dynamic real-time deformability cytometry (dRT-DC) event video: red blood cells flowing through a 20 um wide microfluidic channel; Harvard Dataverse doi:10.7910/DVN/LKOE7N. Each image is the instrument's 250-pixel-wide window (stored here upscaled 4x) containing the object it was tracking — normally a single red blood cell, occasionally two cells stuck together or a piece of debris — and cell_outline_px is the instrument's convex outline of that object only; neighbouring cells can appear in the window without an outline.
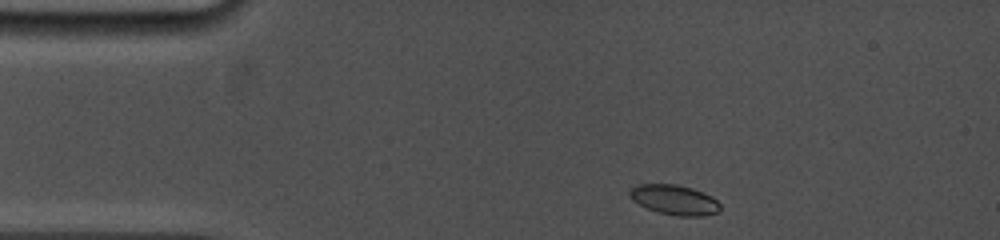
{"species": "common noctule bat (a hibernating species)", "species_latin": "Nyctalus noctula", "temperature_condition": "cold", "stored_images_in_passage": 7, "camera_frame_rate_fps": 5000, "um_per_image_px": 0.085, "animal": {"sex": "female", "body_mass_g": 19.0, "forearm_length_mm": 53.3}, "frame": {"image": 1, "passage_image": 1, "time_ms": 0.0, "image_size_px": [1000, 240], "cell_outline_px": [[720, 208], [716, 212], [704, 216], [676, 216], [656, 212], [632, 200], [628, 196], [628, 192], [636, 184], [676, 184], [692, 188], [704, 192], [712, 196], [720, 204]], "centroid_in_image_um": [57.31, 16.98], "position_along_channel_um": 27.7, "area_um2": 15.9}}
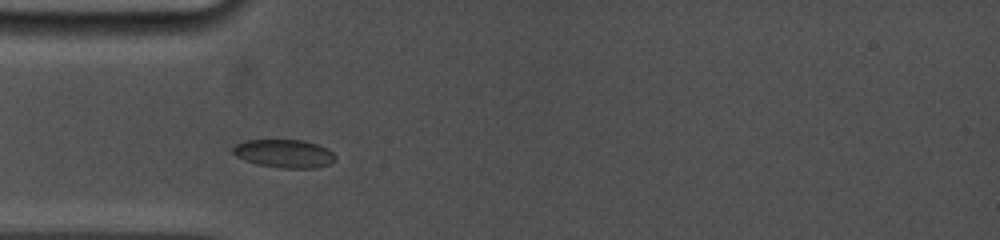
{"frame": {"image": 2, "passage_image": 6, "time_ms": 2.2, "image_size_px": [1000, 240], "cell_outline_px": [[336, 160], [328, 164], [316, 168], [280, 168], [260, 164], [236, 156], [232, 152], [232, 148], [236, 144], [244, 140], [304, 140], [328, 148], [336, 156]], "centroid_in_image_um": [24.19, 13.04], "position_along_channel_um": 60.8, "area_um2": 16.76}}